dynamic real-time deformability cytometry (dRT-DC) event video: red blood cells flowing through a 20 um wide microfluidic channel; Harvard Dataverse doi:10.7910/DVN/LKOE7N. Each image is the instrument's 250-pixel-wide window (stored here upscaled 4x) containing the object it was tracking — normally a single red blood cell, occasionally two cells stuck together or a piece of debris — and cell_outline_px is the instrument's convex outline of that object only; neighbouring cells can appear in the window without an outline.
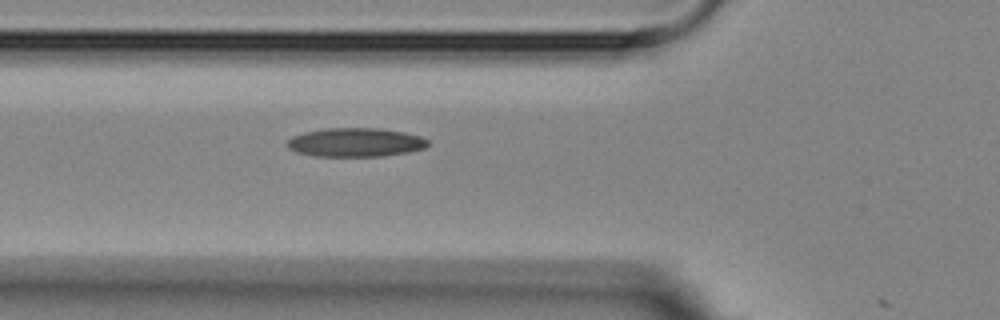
{"species": "Egyptian fruit bat (a non-hibernating species)", "species_latin": "Rousettus aegyptiacus", "temperature_condition": "room temperature", "stored_images_in_passage": 4, "camera_frame_rate_fps": 3000, "um_per_image_px": 0.085, "animal": {"sex": "female"}, "frame": {"image": 1, "passage_image": 4, "time_ms": 5.0, "image_size_px": [1000, 320], "cell_outline_px": [[428, 144], [424, 148], [408, 152], [384, 156], [312, 156], [296, 152], [288, 148], [284, 144], [292, 136], [304, 132], [324, 128], [380, 128], [404, 132], [420, 136], [428, 140]], "centroid_in_image_um": [30.17, 12.1], "position_along_channel_um": 95.6, "area_um2": 23.81}}